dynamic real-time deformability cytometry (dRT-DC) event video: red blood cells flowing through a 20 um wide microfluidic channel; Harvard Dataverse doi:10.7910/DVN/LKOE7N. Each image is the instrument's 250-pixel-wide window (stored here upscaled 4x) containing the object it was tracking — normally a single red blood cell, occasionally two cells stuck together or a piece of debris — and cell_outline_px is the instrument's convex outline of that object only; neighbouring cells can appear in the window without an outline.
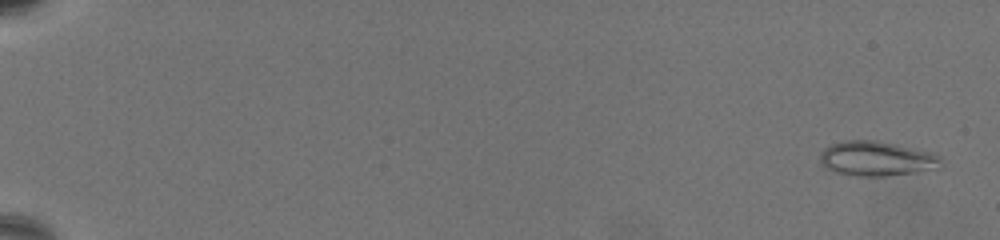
{"species": "common noctule bat (a hibernating species)", "species_latin": "Nyctalus noctula", "temperature_condition": "warm", "stored_images_in_passage": 68, "camera_frame_rate_fps": 3000, "um_per_image_px": 0.085, "animal": {"sex": "female", "body_mass_g": 19.5, "forearm_length_mm": 54.1}, "frame": {"image": 1, "passage_image": 3, "time_ms": 0.667, "image_size_px": [1000, 240], "cell_outline_px": [[940, 160], [928, 168], [912, 172], [888, 176], [856, 176], [836, 172], [824, 168], [820, 164], [820, 156], [824, 148], [832, 144], [844, 140], [876, 140], [928, 152], [940, 156]], "centroid_in_image_um": [74.34, 13.47], "position_along_channel_um": 10.7, "area_um2": 23.7}}
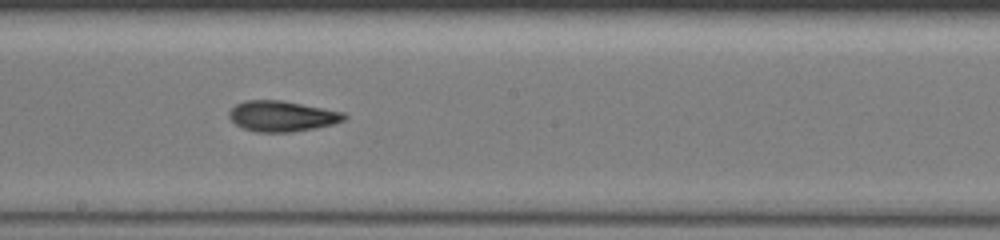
{"frame": {"image": 2, "passage_image": 42, "time_ms": 13.667, "image_size_px": [1000, 240], "cell_outline_px": [[348, 116], [344, 120], [332, 124], [316, 128], [292, 132], [256, 132], [244, 128], [236, 124], [228, 116], [228, 112], [236, 104], [244, 100], [280, 100], [344, 112]], "centroid_in_image_um": [23.96, 9.87], "position_along_channel_um": 224.2, "area_um2": 20.46}}
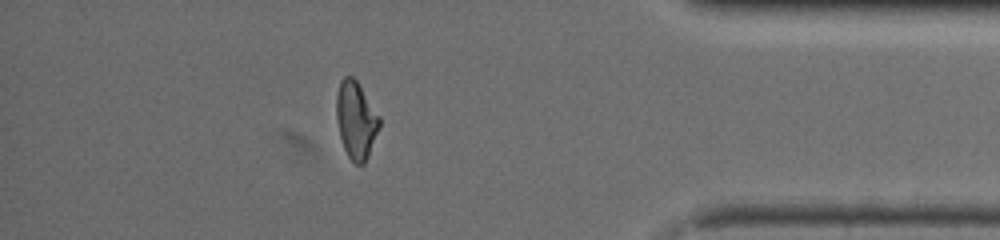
{"frame": {"image": 3, "passage_image": 61, "time_ms": 20.0, "image_size_px": [1000, 240], "cell_outline_px": [[380, 128], [368, 156], [364, 164], [356, 164], [348, 156], [344, 148], [340, 136], [336, 120], [336, 96], [340, 80], [344, 76], [352, 76], [356, 80], [380, 116]], "centroid_in_image_um": [30.26, 10.2], "position_along_channel_um": 404.9, "area_um2": 19.42}, "authors_computed_cell_mechanics": {"area_um2": 20.3745, "velocity_mm_per_s": 3.2756, "shape_relaxation_time_tau1_ms": 5.7617, "shape_relaxation_time_tau2_ms": 2.6971, "deformation_change_tau1": 0.2022, "deformation_change_tau2": 0.0873}}